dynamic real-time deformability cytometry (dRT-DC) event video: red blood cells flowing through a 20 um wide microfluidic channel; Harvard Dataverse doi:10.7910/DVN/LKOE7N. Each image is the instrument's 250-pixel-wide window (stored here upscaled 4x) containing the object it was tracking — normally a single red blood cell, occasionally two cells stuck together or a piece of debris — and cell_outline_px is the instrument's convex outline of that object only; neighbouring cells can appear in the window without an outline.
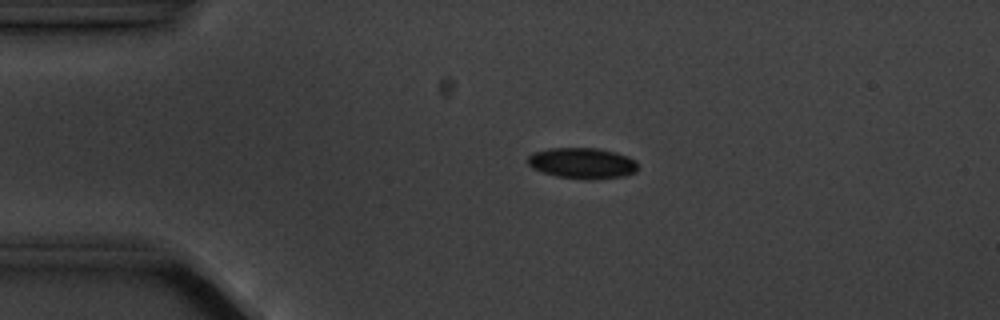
{"species": "common noctule bat (a hibernating species)", "species_latin": "Nyctalus noctula", "temperature_condition": "cold", "stored_images_in_passage": 2, "camera_frame_rate_fps": 3000, "um_per_image_px": 0.085, "animal": {"sex": "male", "body_mass_g": 20.1, "forearm_length_mm": 53.5}, "frame": {"image": 1, "passage_image": 1, "time_ms": 0.0, "image_size_px": [1000, 320], "cell_outline_px": [[636, 172], [624, 176], [556, 176], [532, 168], [528, 164], [528, 156], [532, 152], [548, 148], [596, 148], [616, 152], [628, 156], [636, 160]], "centroid_in_image_um": [49.46, 13.8], "position_along_channel_um": 35.5, "area_um2": 18.9}}